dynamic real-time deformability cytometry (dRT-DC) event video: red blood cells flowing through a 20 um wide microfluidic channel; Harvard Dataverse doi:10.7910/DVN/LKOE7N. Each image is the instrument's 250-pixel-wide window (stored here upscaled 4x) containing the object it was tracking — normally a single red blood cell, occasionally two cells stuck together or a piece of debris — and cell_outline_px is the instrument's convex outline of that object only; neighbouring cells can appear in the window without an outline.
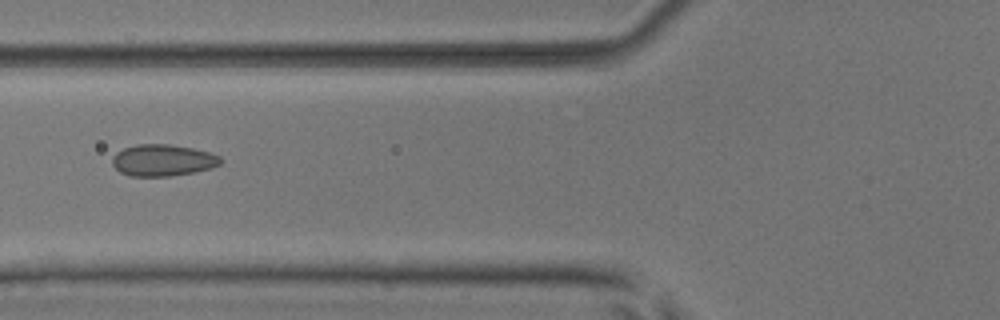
{"species": "common noctule bat (a hibernating species)", "species_latin": "Nyctalus noctula", "temperature_condition": "room temperature", "stored_images_in_passage": 3, "camera_frame_rate_fps": 3000, "um_per_image_px": 0.085, "animal": {"sex": "male", "body_mass_g": 17.9, "forearm_length_mm": 54.2}, "frame": {"image": 1, "passage_image": 2, "time_ms": 1.333, "image_size_px": [1000, 320], "cell_outline_px": [[224, 160], [220, 164], [212, 168], [196, 172], [168, 176], [128, 176], [120, 172], [112, 164], [112, 156], [116, 152], [124, 148], [136, 144], [168, 144], [192, 148], [208, 152], [220, 156]], "centroid_in_image_um": [13.84, 13.62], "position_along_channel_um": 112.0, "area_um2": 20.11}}
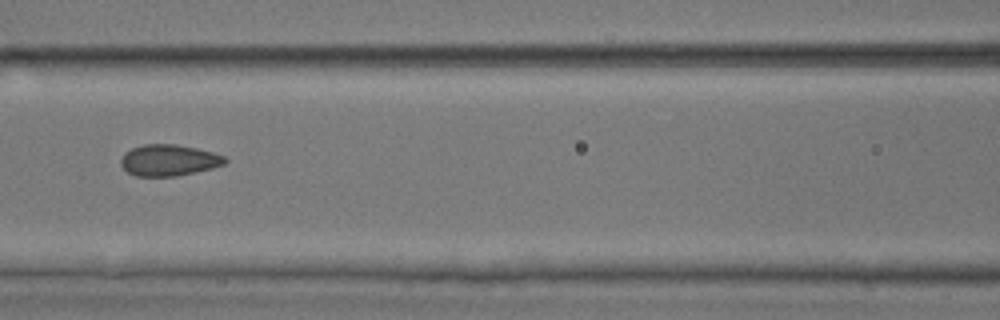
{"frame": {"image": 2, "passage_image": 3, "time_ms": 2.333, "image_size_px": [1000, 320], "cell_outline_px": [[228, 160], [224, 164], [212, 168], [196, 172], [176, 176], [136, 176], [128, 172], [120, 164], [120, 160], [124, 152], [132, 148], [144, 144], [176, 144], [196, 148], [212, 152], [224, 156]], "centroid_in_image_um": [14.34, 13.61], "position_along_channel_um": 152.3, "area_um2": 19.02}}